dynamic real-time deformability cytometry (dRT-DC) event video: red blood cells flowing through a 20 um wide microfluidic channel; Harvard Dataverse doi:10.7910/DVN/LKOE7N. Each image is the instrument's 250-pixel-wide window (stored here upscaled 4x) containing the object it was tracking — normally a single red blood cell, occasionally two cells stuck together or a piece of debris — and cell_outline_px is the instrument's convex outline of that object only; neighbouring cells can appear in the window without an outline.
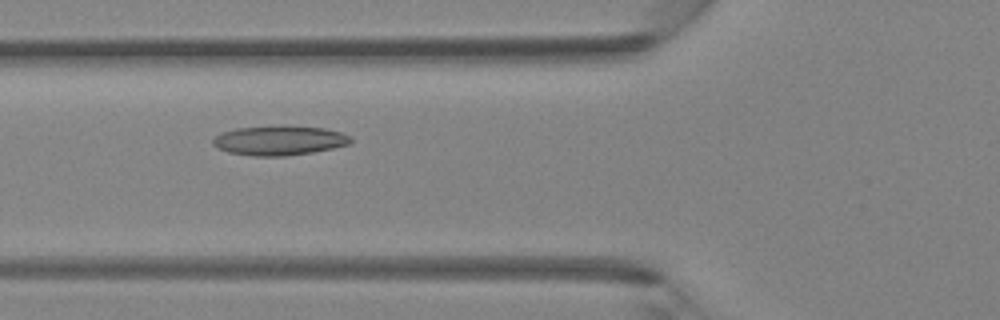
{"species": "Egyptian fruit bat (a non-hibernating species)", "species_latin": "Rousettus aegyptiacus", "temperature_condition": "room temperature", "stored_images_in_passage": 32, "camera_frame_rate_fps": 3000, "um_per_image_px": 0.085, "animal": {"sex": "female"}, "frame": {"image": 1, "passage_image": 4, "time_ms": 1.0, "image_size_px": [1000, 320], "cell_outline_px": [[352, 140], [348, 144], [332, 148], [312, 152], [284, 156], [252, 156], [228, 152], [212, 144], [212, 140], [216, 136], [224, 132], [236, 128], [284, 124], [324, 128], [340, 132], [352, 136]], "centroid_in_image_um": [23.75, 11.92], "position_along_channel_um": 102.0, "area_um2": 23.93}}
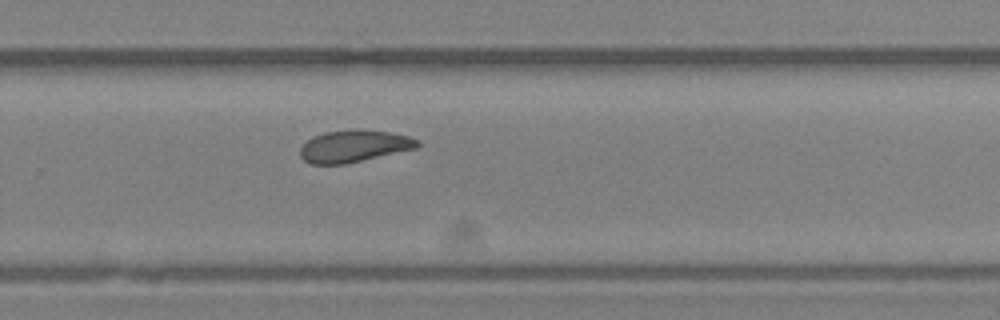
{"frame": {"image": 2, "passage_image": 17, "time_ms": 5.333, "image_size_px": [1000, 320], "cell_outline_px": [[420, 144], [416, 148], [344, 164], [308, 164], [300, 156], [300, 148], [312, 136], [324, 132], [388, 132], [408, 136], [420, 140]], "centroid_in_image_um": [30.05, 12.46], "position_along_channel_um": 299.7, "area_um2": 20.98}}
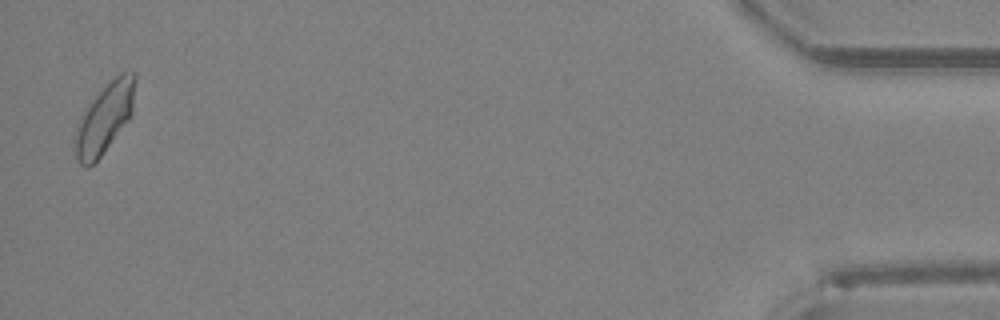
{"frame": {"image": 3, "passage_image": 31, "time_ms": 10.0, "image_size_px": [1000, 320], "cell_outline_px": [[136, 80], [132, 112], [128, 120], [100, 156], [88, 168], [80, 164], [76, 160], [72, 140], [80, 116], [84, 108], [96, 92], [112, 76], [120, 72], [136, 72]], "centroid_in_image_um": [8.84, 9.99], "position_along_channel_um": 426.4, "area_um2": 25.09}}